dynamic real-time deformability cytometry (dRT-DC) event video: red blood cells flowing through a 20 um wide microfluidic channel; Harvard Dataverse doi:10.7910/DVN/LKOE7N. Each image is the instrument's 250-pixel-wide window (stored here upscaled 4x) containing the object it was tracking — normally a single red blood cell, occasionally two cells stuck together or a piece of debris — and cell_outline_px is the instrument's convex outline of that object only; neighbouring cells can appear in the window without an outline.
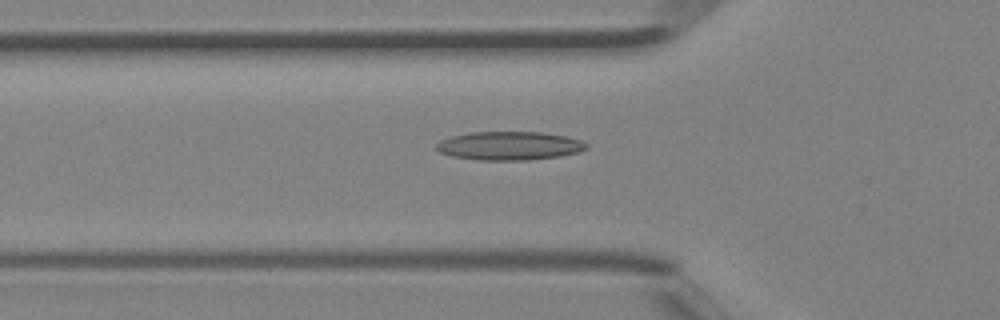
{"species": "Egyptian fruit bat (a non-hibernating species)", "species_latin": "Rousettus aegyptiacus", "temperature_condition": "room temperature", "stored_images_in_passage": 43, "camera_frame_rate_fps": 3000, "um_per_image_px": 0.085, "animal": {"sex": "female"}, "frame": {"image": 1, "passage_image": 13, "time_ms": 4.0, "image_size_px": [1000, 320], "cell_outline_px": [[588, 148], [580, 152], [560, 156], [528, 160], [476, 160], [452, 156], [440, 152], [432, 148], [440, 140], [452, 136], [468, 132], [540, 132], [564, 136], [580, 140], [588, 144]], "centroid_in_image_um": [43.26, 12.39], "position_along_channel_um": 82.5, "area_um2": 25.14}}
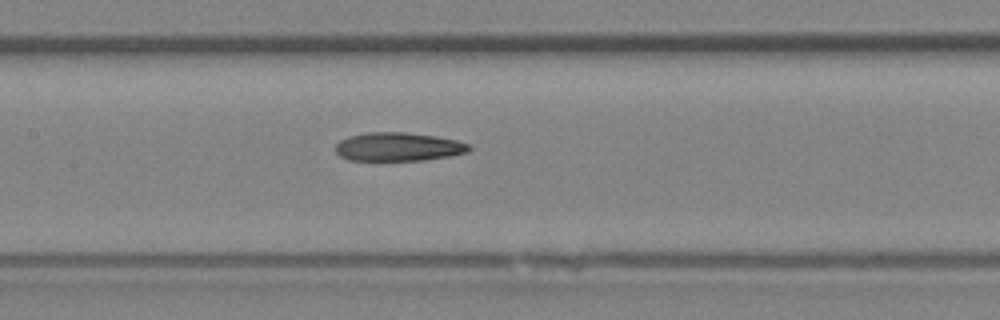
{"frame": {"image": 2, "passage_image": 19, "time_ms": 6.0, "image_size_px": [1000, 320], "cell_outline_px": [[472, 148], [468, 152], [448, 156], [424, 160], [348, 160], [340, 156], [336, 152], [336, 144], [340, 140], [348, 136], [368, 132], [408, 132], [436, 136], [456, 140], [468, 144]], "centroid_in_image_um": [33.84, 12.47], "position_along_channel_um": 173.6, "area_um2": 22.25}}
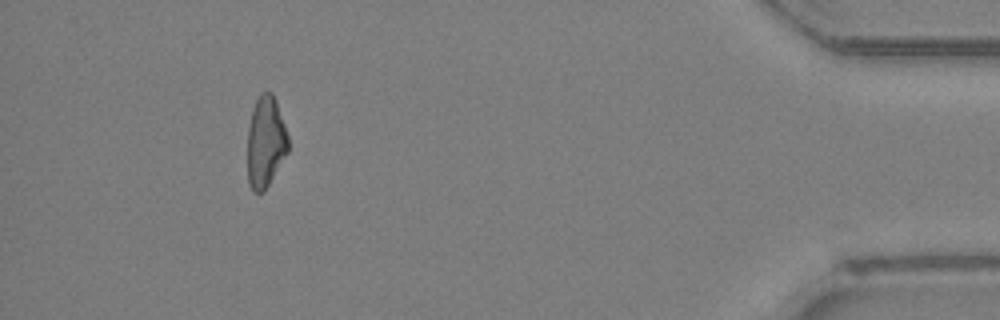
{"frame": {"image": 3, "passage_image": 39, "time_ms": 12.667, "image_size_px": [1000, 320], "cell_outline_px": [[288, 152], [264, 192], [252, 192], [248, 184], [248, 128], [252, 108], [260, 92], [272, 92], [276, 100], [288, 136]], "centroid_in_image_um": [22.56, 12.07], "position_along_channel_um": 412.6, "area_um2": 21.73}, "authors_computed_cell_mechanics": {"area_um2": 22.9466, "velocity_mm_per_s": 4.5494, "shape_relaxation_time_tau1_ms": null, "shape_relaxation_time_tau2_ms": 6.3677, "deformation_change_tau1": null, "deformation_change_tau2": 0.1862}}